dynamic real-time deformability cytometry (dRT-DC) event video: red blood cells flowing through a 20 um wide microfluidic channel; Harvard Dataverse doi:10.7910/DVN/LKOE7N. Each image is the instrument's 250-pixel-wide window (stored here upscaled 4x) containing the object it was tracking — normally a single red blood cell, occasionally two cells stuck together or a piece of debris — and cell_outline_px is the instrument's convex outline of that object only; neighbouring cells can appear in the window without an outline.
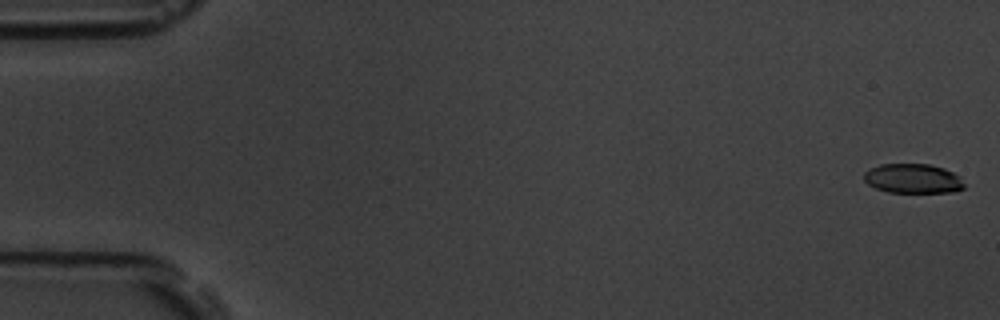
{"species": "common noctule bat (a hibernating species)", "species_latin": "Nyctalus noctula", "temperature_condition": "room temperature", "stored_images_in_passage": 51, "camera_frame_rate_fps": 3000, "um_per_image_px": 0.085, "animal": {"sex": "male", "body_mass_g": 19.5, "forearm_length_mm": 54.6}, "frame": {"image": 1, "passage_image": 1, "time_ms": 0.0, "image_size_px": [1000, 320], "cell_outline_px": [[964, 188], [956, 192], [888, 192], [876, 188], [868, 184], [864, 180], [864, 172], [868, 168], [880, 164], [928, 164], [944, 168], [960, 176], [964, 184]], "centroid_in_image_um": [77.59, 15.17], "position_along_channel_um": 7.4, "area_um2": 17.34}}
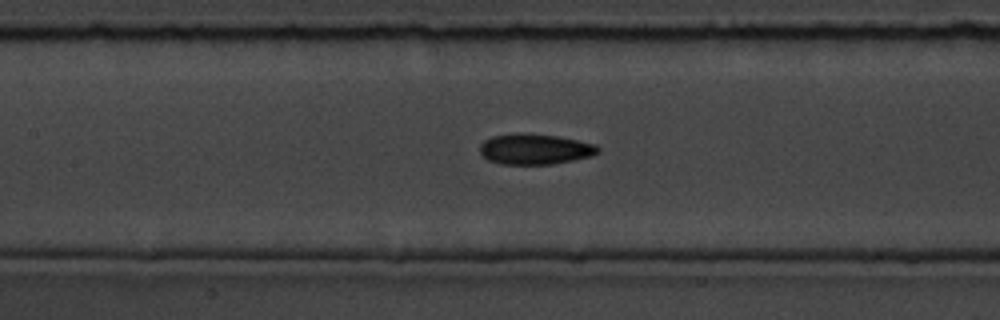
{"frame": {"image": 2, "passage_image": 26, "time_ms": 8.333, "image_size_px": [1000, 320], "cell_outline_px": [[600, 152], [592, 156], [552, 164], [500, 164], [488, 160], [480, 152], [480, 144], [484, 140], [492, 136], [520, 132], [556, 136], [596, 144], [600, 148]], "centroid_in_image_um": [45.46, 12.67], "position_along_channel_um": 161.9, "area_um2": 21.1}}
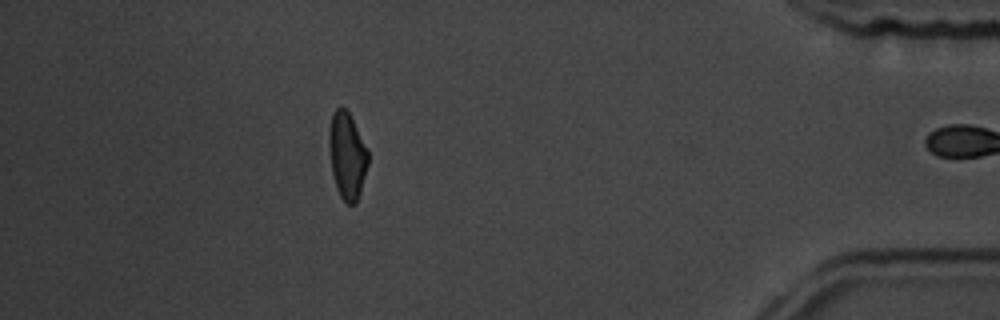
{"frame": {"image": 3, "passage_image": 50, "time_ms": 16.333, "image_size_px": [1000, 320], "cell_outline_px": [[368, 164], [360, 192], [356, 204], [348, 204], [340, 196], [336, 188], [332, 172], [328, 140], [328, 132], [332, 112], [336, 108], [344, 108], [348, 112], [368, 148]], "centroid_in_image_um": [29.5, 13.22], "position_along_channel_um": 405.7, "area_um2": 19.71}, "authors_computed_cell_mechanics": {"area_um2": 19.8254, "velocity_mm_per_s": 3.6593, "shape_relaxation_time_tau1_ms": 5.9025, "shape_relaxation_time_tau2_ms": 2.816, "deformation_change_tau1": 0.1502, "deformation_change_tau2": 0.0983}}